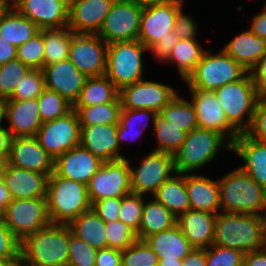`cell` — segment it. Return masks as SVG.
I'll list each match as a JSON object with an SVG mask.
<instances>
[{"label": "cell", "mask_w": 266, "mask_h": 266, "mask_svg": "<svg viewBox=\"0 0 266 266\" xmlns=\"http://www.w3.org/2000/svg\"><path fill=\"white\" fill-rule=\"evenodd\" d=\"M30 70L17 58L0 66V100L9 99L21 79Z\"/></svg>", "instance_id": "7bdbcfd3"}, {"label": "cell", "mask_w": 266, "mask_h": 266, "mask_svg": "<svg viewBox=\"0 0 266 266\" xmlns=\"http://www.w3.org/2000/svg\"><path fill=\"white\" fill-rule=\"evenodd\" d=\"M144 198L143 195L133 192L122 197L119 220L132 229L136 235L139 232Z\"/></svg>", "instance_id": "bcb514c9"}, {"label": "cell", "mask_w": 266, "mask_h": 266, "mask_svg": "<svg viewBox=\"0 0 266 266\" xmlns=\"http://www.w3.org/2000/svg\"><path fill=\"white\" fill-rule=\"evenodd\" d=\"M249 74L259 95H266V54L249 70Z\"/></svg>", "instance_id": "9f6ffc18"}, {"label": "cell", "mask_w": 266, "mask_h": 266, "mask_svg": "<svg viewBox=\"0 0 266 266\" xmlns=\"http://www.w3.org/2000/svg\"><path fill=\"white\" fill-rule=\"evenodd\" d=\"M6 129L12 137L36 136L42 126L37 98L5 100Z\"/></svg>", "instance_id": "cb8c5ba5"}, {"label": "cell", "mask_w": 266, "mask_h": 266, "mask_svg": "<svg viewBox=\"0 0 266 266\" xmlns=\"http://www.w3.org/2000/svg\"><path fill=\"white\" fill-rule=\"evenodd\" d=\"M250 21L249 29L252 33L266 41V5H264L262 12L254 15Z\"/></svg>", "instance_id": "91938a15"}, {"label": "cell", "mask_w": 266, "mask_h": 266, "mask_svg": "<svg viewBox=\"0 0 266 266\" xmlns=\"http://www.w3.org/2000/svg\"><path fill=\"white\" fill-rule=\"evenodd\" d=\"M244 253L237 249L211 245L206 248V266H243Z\"/></svg>", "instance_id": "681fc988"}, {"label": "cell", "mask_w": 266, "mask_h": 266, "mask_svg": "<svg viewBox=\"0 0 266 266\" xmlns=\"http://www.w3.org/2000/svg\"><path fill=\"white\" fill-rule=\"evenodd\" d=\"M12 196L7 189L4 180L0 177V207L5 209L12 201Z\"/></svg>", "instance_id": "03108f58"}, {"label": "cell", "mask_w": 266, "mask_h": 266, "mask_svg": "<svg viewBox=\"0 0 266 266\" xmlns=\"http://www.w3.org/2000/svg\"><path fill=\"white\" fill-rule=\"evenodd\" d=\"M248 71L223 49L218 54L205 51L195 70L185 80L189 89L215 91L241 79Z\"/></svg>", "instance_id": "52a82bcc"}, {"label": "cell", "mask_w": 266, "mask_h": 266, "mask_svg": "<svg viewBox=\"0 0 266 266\" xmlns=\"http://www.w3.org/2000/svg\"><path fill=\"white\" fill-rule=\"evenodd\" d=\"M243 266H266V247L244 254Z\"/></svg>", "instance_id": "6125c7cd"}, {"label": "cell", "mask_w": 266, "mask_h": 266, "mask_svg": "<svg viewBox=\"0 0 266 266\" xmlns=\"http://www.w3.org/2000/svg\"><path fill=\"white\" fill-rule=\"evenodd\" d=\"M183 8L178 12L175 25L174 33L178 39H191L196 38L199 27L195 19L190 15L183 14Z\"/></svg>", "instance_id": "11a10c76"}, {"label": "cell", "mask_w": 266, "mask_h": 266, "mask_svg": "<svg viewBox=\"0 0 266 266\" xmlns=\"http://www.w3.org/2000/svg\"><path fill=\"white\" fill-rule=\"evenodd\" d=\"M16 58L30 69H42L44 67V41L41 30L17 47Z\"/></svg>", "instance_id": "ee69618b"}, {"label": "cell", "mask_w": 266, "mask_h": 266, "mask_svg": "<svg viewBox=\"0 0 266 266\" xmlns=\"http://www.w3.org/2000/svg\"><path fill=\"white\" fill-rule=\"evenodd\" d=\"M68 266H95L97 249L79 239L69 227Z\"/></svg>", "instance_id": "c3c4849f"}, {"label": "cell", "mask_w": 266, "mask_h": 266, "mask_svg": "<svg viewBox=\"0 0 266 266\" xmlns=\"http://www.w3.org/2000/svg\"><path fill=\"white\" fill-rule=\"evenodd\" d=\"M14 266H24L21 262L18 264H15Z\"/></svg>", "instance_id": "2a66077c"}, {"label": "cell", "mask_w": 266, "mask_h": 266, "mask_svg": "<svg viewBox=\"0 0 266 266\" xmlns=\"http://www.w3.org/2000/svg\"><path fill=\"white\" fill-rule=\"evenodd\" d=\"M175 173L173 155L152 150L137 168L130 164L131 191L144 196L149 193L152 197Z\"/></svg>", "instance_id": "7c38bea8"}, {"label": "cell", "mask_w": 266, "mask_h": 266, "mask_svg": "<svg viewBox=\"0 0 266 266\" xmlns=\"http://www.w3.org/2000/svg\"><path fill=\"white\" fill-rule=\"evenodd\" d=\"M80 125L117 124L121 110V101L118 97L107 104H97L88 107H73Z\"/></svg>", "instance_id": "60d3db41"}, {"label": "cell", "mask_w": 266, "mask_h": 266, "mask_svg": "<svg viewBox=\"0 0 266 266\" xmlns=\"http://www.w3.org/2000/svg\"><path fill=\"white\" fill-rule=\"evenodd\" d=\"M103 161L80 145L55 159L54 172L67 179L88 185Z\"/></svg>", "instance_id": "603a6c76"}, {"label": "cell", "mask_w": 266, "mask_h": 266, "mask_svg": "<svg viewBox=\"0 0 266 266\" xmlns=\"http://www.w3.org/2000/svg\"><path fill=\"white\" fill-rule=\"evenodd\" d=\"M159 258L144 240L122 250V266H158Z\"/></svg>", "instance_id": "f6af8a7d"}, {"label": "cell", "mask_w": 266, "mask_h": 266, "mask_svg": "<svg viewBox=\"0 0 266 266\" xmlns=\"http://www.w3.org/2000/svg\"><path fill=\"white\" fill-rule=\"evenodd\" d=\"M183 3V0H170L142 7L137 40L149 49L162 37H177L173 30Z\"/></svg>", "instance_id": "8fae6325"}, {"label": "cell", "mask_w": 266, "mask_h": 266, "mask_svg": "<svg viewBox=\"0 0 266 266\" xmlns=\"http://www.w3.org/2000/svg\"><path fill=\"white\" fill-rule=\"evenodd\" d=\"M182 266H206V248H194L182 260Z\"/></svg>", "instance_id": "94428289"}, {"label": "cell", "mask_w": 266, "mask_h": 266, "mask_svg": "<svg viewBox=\"0 0 266 266\" xmlns=\"http://www.w3.org/2000/svg\"><path fill=\"white\" fill-rule=\"evenodd\" d=\"M122 250L117 248H102L97 250L95 266H122Z\"/></svg>", "instance_id": "6f0895ef"}, {"label": "cell", "mask_w": 266, "mask_h": 266, "mask_svg": "<svg viewBox=\"0 0 266 266\" xmlns=\"http://www.w3.org/2000/svg\"><path fill=\"white\" fill-rule=\"evenodd\" d=\"M213 245L242 253L266 247L263 215L219 212L215 219Z\"/></svg>", "instance_id": "6da1fadb"}, {"label": "cell", "mask_w": 266, "mask_h": 266, "mask_svg": "<svg viewBox=\"0 0 266 266\" xmlns=\"http://www.w3.org/2000/svg\"><path fill=\"white\" fill-rule=\"evenodd\" d=\"M184 181L189 196L190 209L213 214H218V211H221L220 188L217 179L215 181L203 175L184 173Z\"/></svg>", "instance_id": "83f0119b"}, {"label": "cell", "mask_w": 266, "mask_h": 266, "mask_svg": "<svg viewBox=\"0 0 266 266\" xmlns=\"http://www.w3.org/2000/svg\"><path fill=\"white\" fill-rule=\"evenodd\" d=\"M119 97V89L106 76L88 77L73 107L107 104Z\"/></svg>", "instance_id": "e575fe53"}, {"label": "cell", "mask_w": 266, "mask_h": 266, "mask_svg": "<svg viewBox=\"0 0 266 266\" xmlns=\"http://www.w3.org/2000/svg\"><path fill=\"white\" fill-rule=\"evenodd\" d=\"M21 262V259H2L0 258V266H14Z\"/></svg>", "instance_id": "8c879c8a"}, {"label": "cell", "mask_w": 266, "mask_h": 266, "mask_svg": "<svg viewBox=\"0 0 266 266\" xmlns=\"http://www.w3.org/2000/svg\"><path fill=\"white\" fill-rule=\"evenodd\" d=\"M214 92L221 103L228 123L239 134L246 133L252 123L259 98L249 72L241 79L226 83Z\"/></svg>", "instance_id": "8992f818"}, {"label": "cell", "mask_w": 266, "mask_h": 266, "mask_svg": "<svg viewBox=\"0 0 266 266\" xmlns=\"http://www.w3.org/2000/svg\"><path fill=\"white\" fill-rule=\"evenodd\" d=\"M170 85L156 82L141 81L122 87L119 90L121 108L148 109L160 112L178 94Z\"/></svg>", "instance_id": "2e32d148"}, {"label": "cell", "mask_w": 266, "mask_h": 266, "mask_svg": "<svg viewBox=\"0 0 266 266\" xmlns=\"http://www.w3.org/2000/svg\"><path fill=\"white\" fill-rule=\"evenodd\" d=\"M1 177L13 199L46 198L48 175L6 163Z\"/></svg>", "instance_id": "d4e9b609"}, {"label": "cell", "mask_w": 266, "mask_h": 266, "mask_svg": "<svg viewBox=\"0 0 266 266\" xmlns=\"http://www.w3.org/2000/svg\"><path fill=\"white\" fill-rule=\"evenodd\" d=\"M11 138L7 129H0V157H9Z\"/></svg>", "instance_id": "e7e4bbea"}, {"label": "cell", "mask_w": 266, "mask_h": 266, "mask_svg": "<svg viewBox=\"0 0 266 266\" xmlns=\"http://www.w3.org/2000/svg\"><path fill=\"white\" fill-rule=\"evenodd\" d=\"M246 134L256 141L266 143V95L258 98L252 123Z\"/></svg>", "instance_id": "816d5d0a"}, {"label": "cell", "mask_w": 266, "mask_h": 266, "mask_svg": "<svg viewBox=\"0 0 266 266\" xmlns=\"http://www.w3.org/2000/svg\"><path fill=\"white\" fill-rule=\"evenodd\" d=\"M142 7L130 0H114L97 33L105 43L137 40Z\"/></svg>", "instance_id": "4fadbf2b"}, {"label": "cell", "mask_w": 266, "mask_h": 266, "mask_svg": "<svg viewBox=\"0 0 266 266\" xmlns=\"http://www.w3.org/2000/svg\"><path fill=\"white\" fill-rule=\"evenodd\" d=\"M87 190L92 205L103 198H122L131 193L129 159L103 162L90 179Z\"/></svg>", "instance_id": "30bf717a"}, {"label": "cell", "mask_w": 266, "mask_h": 266, "mask_svg": "<svg viewBox=\"0 0 266 266\" xmlns=\"http://www.w3.org/2000/svg\"><path fill=\"white\" fill-rule=\"evenodd\" d=\"M149 49L139 40L107 44L105 75L120 90L144 79L143 53Z\"/></svg>", "instance_id": "ba28073f"}, {"label": "cell", "mask_w": 266, "mask_h": 266, "mask_svg": "<svg viewBox=\"0 0 266 266\" xmlns=\"http://www.w3.org/2000/svg\"><path fill=\"white\" fill-rule=\"evenodd\" d=\"M47 210L52 224H69L92 208L87 185L53 172L47 184Z\"/></svg>", "instance_id": "277c9868"}, {"label": "cell", "mask_w": 266, "mask_h": 266, "mask_svg": "<svg viewBox=\"0 0 266 266\" xmlns=\"http://www.w3.org/2000/svg\"><path fill=\"white\" fill-rule=\"evenodd\" d=\"M4 223L22 242L28 235L51 224L46 198L12 199L4 209Z\"/></svg>", "instance_id": "9c48e42d"}, {"label": "cell", "mask_w": 266, "mask_h": 266, "mask_svg": "<svg viewBox=\"0 0 266 266\" xmlns=\"http://www.w3.org/2000/svg\"><path fill=\"white\" fill-rule=\"evenodd\" d=\"M108 247L124 250L137 240L136 233L120 220L106 223Z\"/></svg>", "instance_id": "f907efd6"}, {"label": "cell", "mask_w": 266, "mask_h": 266, "mask_svg": "<svg viewBox=\"0 0 266 266\" xmlns=\"http://www.w3.org/2000/svg\"><path fill=\"white\" fill-rule=\"evenodd\" d=\"M12 7V0H0V20Z\"/></svg>", "instance_id": "a7ac6f4b"}, {"label": "cell", "mask_w": 266, "mask_h": 266, "mask_svg": "<svg viewBox=\"0 0 266 266\" xmlns=\"http://www.w3.org/2000/svg\"><path fill=\"white\" fill-rule=\"evenodd\" d=\"M122 198H103L92 205V209L105 223L119 220Z\"/></svg>", "instance_id": "db71d44e"}, {"label": "cell", "mask_w": 266, "mask_h": 266, "mask_svg": "<svg viewBox=\"0 0 266 266\" xmlns=\"http://www.w3.org/2000/svg\"><path fill=\"white\" fill-rule=\"evenodd\" d=\"M205 51L196 38L179 39L170 53L167 64L170 62V65H176L179 75L186 80L195 70Z\"/></svg>", "instance_id": "8d00e7d4"}, {"label": "cell", "mask_w": 266, "mask_h": 266, "mask_svg": "<svg viewBox=\"0 0 266 266\" xmlns=\"http://www.w3.org/2000/svg\"><path fill=\"white\" fill-rule=\"evenodd\" d=\"M45 87L57 92L73 105L78 100L87 76L69 60H61L42 69Z\"/></svg>", "instance_id": "ffe728a7"}, {"label": "cell", "mask_w": 266, "mask_h": 266, "mask_svg": "<svg viewBox=\"0 0 266 266\" xmlns=\"http://www.w3.org/2000/svg\"><path fill=\"white\" fill-rule=\"evenodd\" d=\"M220 133L194 128L186 133L180 148L173 154L176 173H191L201 169L217 157L223 148L231 151L232 144Z\"/></svg>", "instance_id": "5b68a950"}, {"label": "cell", "mask_w": 266, "mask_h": 266, "mask_svg": "<svg viewBox=\"0 0 266 266\" xmlns=\"http://www.w3.org/2000/svg\"><path fill=\"white\" fill-rule=\"evenodd\" d=\"M157 113L158 112L155 110L148 109L121 108L117 123V139L120 148L122 147L121 144L124 140H136L142 136V133L147 129L151 119L154 126V119ZM136 127H138V130Z\"/></svg>", "instance_id": "d590c367"}, {"label": "cell", "mask_w": 266, "mask_h": 266, "mask_svg": "<svg viewBox=\"0 0 266 266\" xmlns=\"http://www.w3.org/2000/svg\"><path fill=\"white\" fill-rule=\"evenodd\" d=\"M231 150L244 161L240 168L266 189V143L242 133L233 141Z\"/></svg>", "instance_id": "484cf974"}, {"label": "cell", "mask_w": 266, "mask_h": 266, "mask_svg": "<svg viewBox=\"0 0 266 266\" xmlns=\"http://www.w3.org/2000/svg\"><path fill=\"white\" fill-rule=\"evenodd\" d=\"M39 28L30 19L20 14L13 6L0 20V37L19 47L31 39Z\"/></svg>", "instance_id": "836d02e7"}, {"label": "cell", "mask_w": 266, "mask_h": 266, "mask_svg": "<svg viewBox=\"0 0 266 266\" xmlns=\"http://www.w3.org/2000/svg\"><path fill=\"white\" fill-rule=\"evenodd\" d=\"M217 180L222 212L263 215L266 209V189L240 167Z\"/></svg>", "instance_id": "3957f363"}, {"label": "cell", "mask_w": 266, "mask_h": 266, "mask_svg": "<svg viewBox=\"0 0 266 266\" xmlns=\"http://www.w3.org/2000/svg\"><path fill=\"white\" fill-rule=\"evenodd\" d=\"M5 118V100H0V129H6V126L2 125V121Z\"/></svg>", "instance_id": "2644e50d"}, {"label": "cell", "mask_w": 266, "mask_h": 266, "mask_svg": "<svg viewBox=\"0 0 266 266\" xmlns=\"http://www.w3.org/2000/svg\"><path fill=\"white\" fill-rule=\"evenodd\" d=\"M114 0H69L67 27L77 34H97Z\"/></svg>", "instance_id": "44dd1931"}, {"label": "cell", "mask_w": 266, "mask_h": 266, "mask_svg": "<svg viewBox=\"0 0 266 266\" xmlns=\"http://www.w3.org/2000/svg\"><path fill=\"white\" fill-rule=\"evenodd\" d=\"M130 1L135 2L137 5L141 7H147L158 3H164L170 0H130Z\"/></svg>", "instance_id": "89a4df30"}, {"label": "cell", "mask_w": 266, "mask_h": 266, "mask_svg": "<svg viewBox=\"0 0 266 266\" xmlns=\"http://www.w3.org/2000/svg\"><path fill=\"white\" fill-rule=\"evenodd\" d=\"M8 157H0V177L4 172L5 165L7 163Z\"/></svg>", "instance_id": "753ad0ef"}, {"label": "cell", "mask_w": 266, "mask_h": 266, "mask_svg": "<svg viewBox=\"0 0 266 266\" xmlns=\"http://www.w3.org/2000/svg\"><path fill=\"white\" fill-rule=\"evenodd\" d=\"M144 202L142 217L137 234L138 240H144L146 237L157 232L165 231L177 223V218L155 198Z\"/></svg>", "instance_id": "d6a6232c"}, {"label": "cell", "mask_w": 266, "mask_h": 266, "mask_svg": "<svg viewBox=\"0 0 266 266\" xmlns=\"http://www.w3.org/2000/svg\"><path fill=\"white\" fill-rule=\"evenodd\" d=\"M160 113L166 121L186 133L198 127L194 105L179 94Z\"/></svg>", "instance_id": "f35d334b"}, {"label": "cell", "mask_w": 266, "mask_h": 266, "mask_svg": "<svg viewBox=\"0 0 266 266\" xmlns=\"http://www.w3.org/2000/svg\"><path fill=\"white\" fill-rule=\"evenodd\" d=\"M0 258L21 259V242L13 235L4 221L0 222Z\"/></svg>", "instance_id": "f5cc1de1"}, {"label": "cell", "mask_w": 266, "mask_h": 266, "mask_svg": "<svg viewBox=\"0 0 266 266\" xmlns=\"http://www.w3.org/2000/svg\"><path fill=\"white\" fill-rule=\"evenodd\" d=\"M178 40V37H162L159 41H157V43L151 46L149 50H151V54L157 58V60L165 63L168 61L170 53Z\"/></svg>", "instance_id": "680465c9"}, {"label": "cell", "mask_w": 266, "mask_h": 266, "mask_svg": "<svg viewBox=\"0 0 266 266\" xmlns=\"http://www.w3.org/2000/svg\"><path fill=\"white\" fill-rule=\"evenodd\" d=\"M68 59L87 77L105 75L107 43L97 34L72 35Z\"/></svg>", "instance_id": "9a60e30c"}, {"label": "cell", "mask_w": 266, "mask_h": 266, "mask_svg": "<svg viewBox=\"0 0 266 266\" xmlns=\"http://www.w3.org/2000/svg\"><path fill=\"white\" fill-rule=\"evenodd\" d=\"M263 220H264V237H265V243H266V209L263 212Z\"/></svg>", "instance_id": "34e18365"}, {"label": "cell", "mask_w": 266, "mask_h": 266, "mask_svg": "<svg viewBox=\"0 0 266 266\" xmlns=\"http://www.w3.org/2000/svg\"><path fill=\"white\" fill-rule=\"evenodd\" d=\"M16 50L17 47L0 37V66L15 59Z\"/></svg>", "instance_id": "be15d7a7"}, {"label": "cell", "mask_w": 266, "mask_h": 266, "mask_svg": "<svg viewBox=\"0 0 266 266\" xmlns=\"http://www.w3.org/2000/svg\"><path fill=\"white\" fill-rule=\"evenodd\" d=\"M80 146L103 162L127 158L120 153L117 124L80 125Z\"/></svg>", "instance_id": "7402d4cb"}, {"label": "cell", "mask_w": 266, "mask_h": 266, "mask_svg": "<svg viewBox=\"0 0 266 266\" xmlns=\"http://www.w3.org/2000/svg\"><path fill=\"white\" fill-rule=\"evenodd\" d=\"M158 266H182V260L159 258Z\"/></svg>", "instance_id": "003e7915"}, {"label": "cell", "mask_w": 266, "mask_h": 266, "mask_svg": "<svg viewBox=\"0 0 266 266\" xmlns=\"http://www.w3.org/2000/svg\"><path fill=\"white\" fill-rule=\"evenodd\" d=\"M45 88L41 69H30L17 85L9 99L26 100L37 98Z\"/></svg>", "instance_id": "7dc6e473"}, {"label": "cell", "mask_w": 266, "mask_h": 266, "mask_svg": "<svg viewBox=\"0 0 266 266\" xmlns=\"http://www.w3.org/2000/svg\"><path fill=\"white\" fill-rule=\"evenodd\" d=\"M68 226L72 234L99 250L108 247L106 223L91 208L72 220Z\"/></svg>", "instance_id": "4dcf8cb0"}, {"label": "cell", "mask_w": 266, "mask_h": 266, "mask_svg": "<svg viewBox=\"0 0 266 266\" xmlns=\"http://www.w3.org/2000/svg\"><path fill=\"white\" fill-rule=\"evenodd\" d=\"M35 137L54 160L66 151L79 146L80 123L76 111L73 109L63 117L43 122Z\"/></svg>", "instance_id": "5bb4252c"}, {"label": "cell", "mask_w": 266, "mask_h": 266, "mask_svg": "<svg viewBox=\"0 0 266 266\" xmlns=\"http://www.w3.org/2000/svg\"><path fill=\"white\" fill-rule=\"evenodd\" d=\"M12 6L39 29L67 27L69 0H12Z\"/></svg>", "instance_id": "ac0fdd59"}, {"label": "cell", "mask_w": 266, "mask_h": 266, "mask_svg": "<svg viewBox=\"0 0 266 266\" xmlns=\"http://www.w3.org/2000/svg\"><path fill=\"white\" fill-rule=\"evenodd\" d=\"M68 224H50L21 242L24 266H68Z\"/></svg>", "instance_id": "7a4b0ae2"}, {"label": "cell", "mask_w": 266, "mask_h": 266, "mask_svg": "<svg viewBox=\"0 0 266 266\" xmlns=\"http://www.w3.org/2000/svg\"><path fill=\"white\" fill-rule=\"evenodd\" d=\"M44 41V66L68 59L74 32L66 28L40 29Z\"/></svg>", "instance_id": "74e56055"}, {"label": "cell", "mask_w": 266, "mask_h": 266, "mask_svg": "<svg viewBox=\"0 0 266 266\" xmlns=\"http://www.w3.org/2000/svg\"><path fill=\"white\" fill-rule=\"evenodd\" d=\"M144 241L158 258L183 260L194 249L177 224L146 237Z\"/></svg>", "instance_id": "f546056e"}, {"label": "cell", "mask_w": 266, "mask_h": 266, "mask_svg": "<svg viewBox=\"0 0 266 266\" xmlns=\"http://www.w3.org/2000/svg\"><path fill=\"white\" fill-rule=\"evenodd\" d=\"M166 207L176 218L190 209L184 173H175L165 181L152 196Z\"/></svg>", "instance_id": "1f68e13d"}, {"label": "cell", "mask_w": 266, "mask_h": 266, "mask_svg": "<svg viewBox=\"0 0 266 266\" xmlns=\"http://www.w3.org/2000/svg\"><path fill=\"white\" fill-rule=\"evenodd\" d=\"M37 102L42 122L63 117L73 110L72 103L57 92L47 89L46 87L37 97Z\"/></svg>", "instance_id": "b9f144b4"}, {"label": "cell", "mask_w": 266, "mask_h": 266, "mask_svg": "<svg viewBox=\"0 0 266 266\" xmlns=\"http://www.w3.org/2000/svg\"><path fill=\"white\" fill-rule=\"evenodd\" d=\"M195 107L198 128L222 134L231 144L239 133L228 123L224 110L214 91L189 89Z\"/></svg>", "instance_id": "e0dca14e"}, {"label": "cell", "mask_w": 266, "mask_h": 266, "mask_svg": "<svg viewBox=\"0 0 266 266\" xmlns=\"http://www.w3.org/2000/svg\"><path fill=\"white\" fill-rule=\"evenodd\" d=\"M4 221V209L0 207V222Z\"/></svg>", "instance_id": "11e5206c"}, {"label": "cell", "mask_w": 266, "mask_h": 266, "mask_svg": "<svg viewBox=\"0 0 266 266\" xmlns=\"http://www.w3.org/2000/svg\"><path fill=\"white\" fill-rule=\"evenodd\" d=\"M222 49L249 72L266 54V41L248 29L236 35Z\"/></svg>", "instance_id": "f1b7e54d"}, {"label": "cell", "mask_w": 266, "mask_h": 266, "mask_svg": "<svg viewBox=\"0 0 266 266\" xmlns=\"http://www.w3.org/2000/svg\"><path fill=\"white\" fill-rule=\"evenodd\" d=\"M54 162L35 136L11 138L9 165L50 176L54 172Z\"/></svg>", "instance_id": "d6986e66"}, {"label": "cell", "mask_w": 266, "mask_h": 266, "mask_svg": "<svg viewBox=\"0 0 266 266\" xmlns=\"http://www.w3.org/2000/svg\"><path fill=\"white\" fill-rule=\"evenodd\" d=\"M217 214L189 209L177 218L183 235L194 248H208L213 244Z\"/></svg>", "instance_id": "4316f807"}, {"label": "cell", "mask_w": 266, "mask_h": 266, "mask_svg": "<svg viewBox=\"0 0 266 266\" xmlns=\"http://www.w3.org/2000/svg\"><path fill=\"white\" fill-rule=\"evenodd\" d=\"M154 134L158 146L153 151L174 154L185 140L186 132L165 120L158 112L154 119Z\"/></svg>", "instance_id": "ab89813d"}]
</instances>
